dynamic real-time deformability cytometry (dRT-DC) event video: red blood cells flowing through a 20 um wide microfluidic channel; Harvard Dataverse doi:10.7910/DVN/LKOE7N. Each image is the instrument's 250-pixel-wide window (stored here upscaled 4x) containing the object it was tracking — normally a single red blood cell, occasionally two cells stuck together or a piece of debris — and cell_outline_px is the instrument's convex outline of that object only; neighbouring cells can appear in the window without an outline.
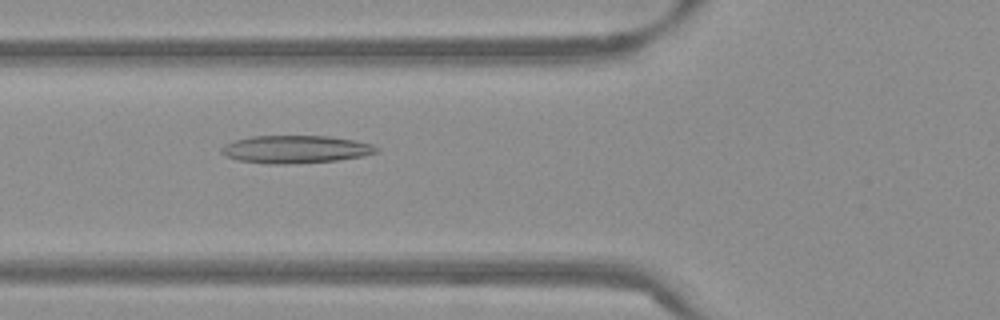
{"species": "Egyptian fruit bat (a non-hibernating species)", "species_latin": "Rousettus aegyptiacus", "temperature_condition": "warm", "stored_images_in_passage": 52, "camera_frame_rate_fps": 3000, "um_per_image_px": 0.085, "frame": {"image": 1, "passage_image": 19, "time_ms": 6.0, "image_size_px": [1000, 320], "cell_outline_px": [[380, 152], [364, 156], [336, 160], [284, 164], [268, 164], [236, 160], [224, 156], [220, 152], [220, 148], [224, 144], [236, 140], [252, 136], [328, 136], [356, 140], [372, 144], [380, 148]], "centroid_in_image_um": [25.12, 12.69], "position_along_channel_um": 100.7, "area_um2": 25.26}}
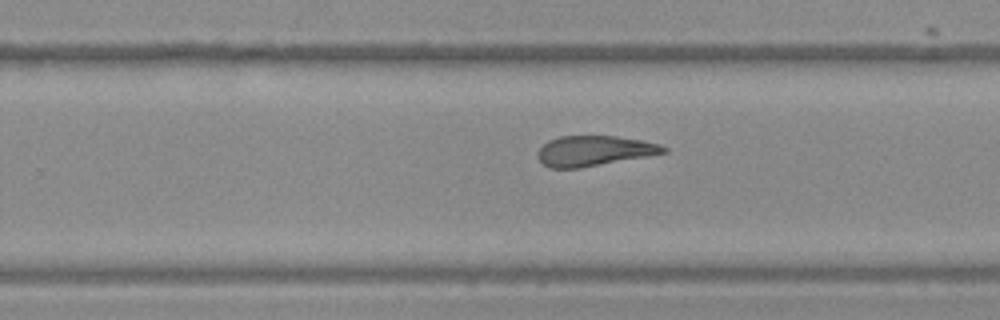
{"frame": {"image": 2, "passage_image": 33, "time_ms": 10.667, "image_size_px": [1000, 320], "cell_outline_px": [[668, 152], [648, 156], [580, 168], [548, 168], [536, 156], [536, 152], [548, 140], [560, 136], [616, 136], [640, 140], [660, 144], [668, 148]], "centroid_in_image_um": [50.49, 12.82], "position_along_channel_um": 279.3, "area_um2": 22.2}}
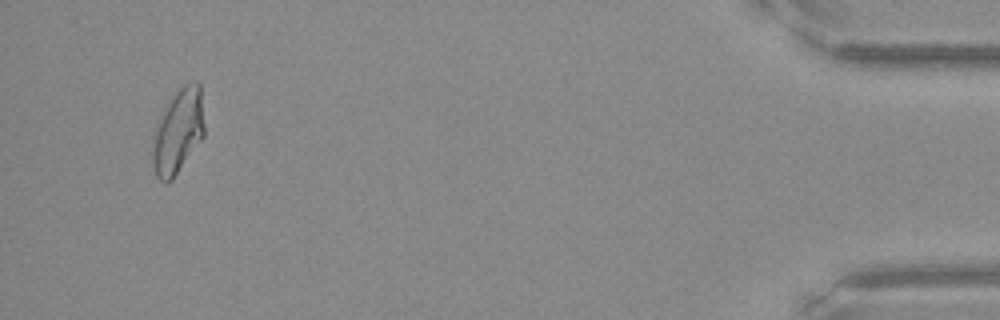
{"frame": {"image": 3, "passage_image": 50, "time_ms": 16.333, "image_size_px": [1000, 320], "cell_outline_px": [[204, 136], [172, 180], [168, 184], [164, 184], [156, 176], [148, 152], [152, 132], [156, 120], [160, 112], [172, 96], [184, 84], [196, 80], [200, 84], [204, 124]], "centroid_in_image_um": [15.05, 11.2], "position_along_channel_um": 420.1, "area_um2": 26.59}, "authors_computed_cell_mechanics": {"area_um2": 24.2471, "velocity_mm_per_s": 3.8193, "shape_relaxation_time_tau1_ms": null, "shape_relaxation_time_tau2_ms": 4.0497, "deformation_change_tau1": null, "deformation_change_tau2": 0.1474}}